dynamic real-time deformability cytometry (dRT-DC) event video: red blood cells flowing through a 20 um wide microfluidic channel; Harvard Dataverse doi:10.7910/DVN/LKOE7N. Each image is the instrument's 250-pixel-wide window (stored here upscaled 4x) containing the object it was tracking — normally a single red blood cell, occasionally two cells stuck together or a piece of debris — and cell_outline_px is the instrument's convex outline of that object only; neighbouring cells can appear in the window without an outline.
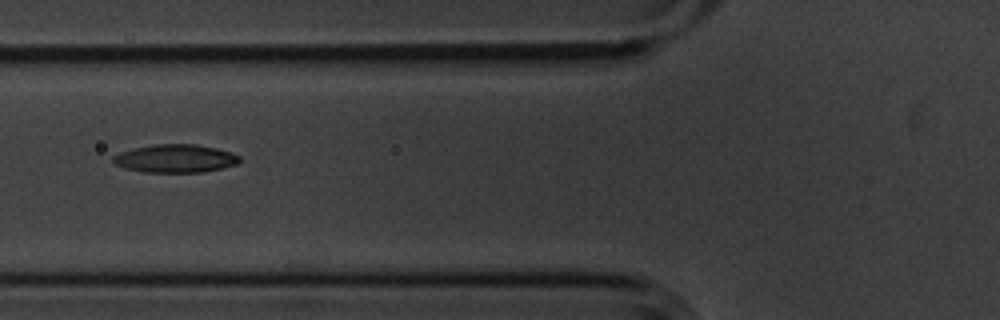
{"species": "common noctule bat (a hibernating species)", "species_latin": "Nyctalus noctula", "temperature_condition": "cold", "stored_images_in_passage": 4, "camera_frame_rate_fps": 3000, "um_per_image_px": 0.085, "animal": {"sex": "male", "body_mass_g": 20.1, "forearm_length_mm": 53.5}, "frame": {"image": 1, "passage_image": 2, "time_ms": 0.333, "image_size_px": [1000, 320], "cell_outline_px": [[240, 160], [236, 164], [220, 168], [200, 172], [144, 172], [124, 168], [116, 164], [112, 160], [112, 156], [120, 152], [132, 148], [156, 144], [196, 144], [216, 148], [240, 156]], "centroid_in_image_um": [14.85, 13.47], "position_along_channel_um": 110.9, "area_um2": 20.58}}
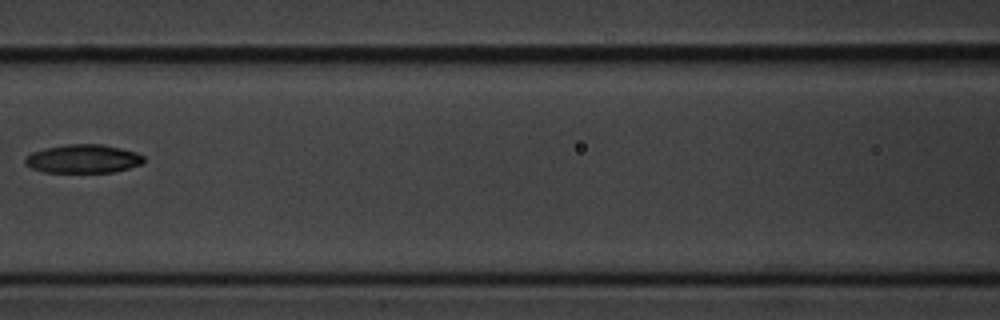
{"frame": {"image": 2, "passage_image": 3, "time_ms": 0.667, "image_size_px": [1000, 320], "cell_outline_px": [[144, 160], [140, 164], [128, 168], [112, 172], [44, 172], [32, 168], [24, 164], [24, 160], [32, 152], [44, 148], [64, 144], [104, 144], [136, 152], [144, 156]], "centroid_in_image_um": [7.05, 13.49], "position_along_channel_um": 159.6, "area_um2": 19.71}}
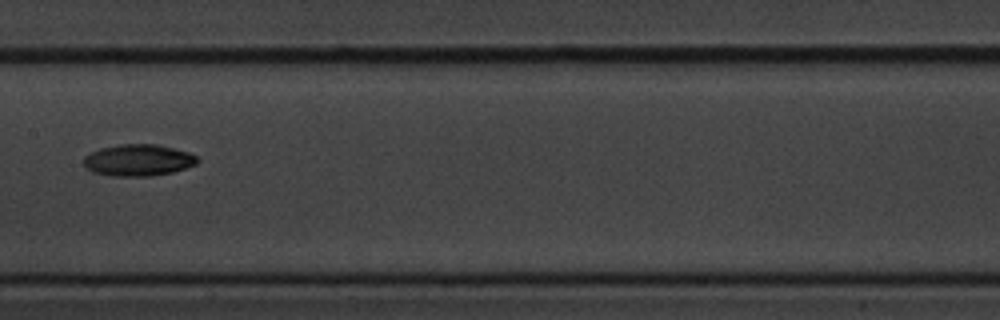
{"frame": {"image": 3, "passage_image": 4, "time_ms": 1.0, "image_size_px": [1000, 320], "cell_outline_px": [[200, 160], [196, 164], [172, 172], [148, 176], [112, 176], [92, 172], [84, 164], [84, 156], [100, 148], [120, 144], [156, 144], [188, 152], [196, 156]], "centroid_in_image_um": [11.74, 13.61], "position_along_channel_um": 195.7, "area_um2": 20.81}}